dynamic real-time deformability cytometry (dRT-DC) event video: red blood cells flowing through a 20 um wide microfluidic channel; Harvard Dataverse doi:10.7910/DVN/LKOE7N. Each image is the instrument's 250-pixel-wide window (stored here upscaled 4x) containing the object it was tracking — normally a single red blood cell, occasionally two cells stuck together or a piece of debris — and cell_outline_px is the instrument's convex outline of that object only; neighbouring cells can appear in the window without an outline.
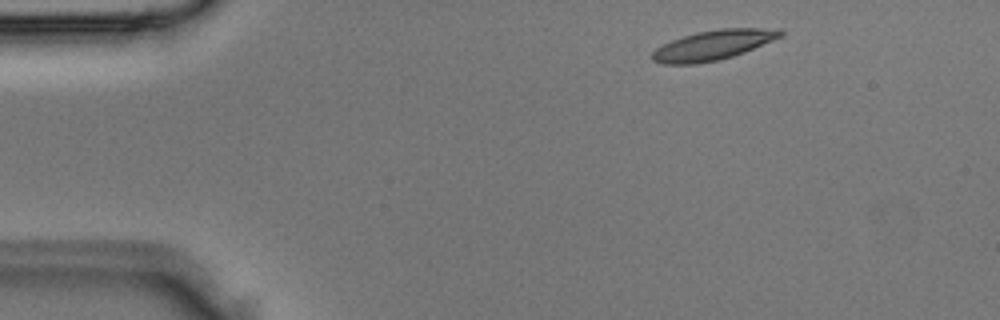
{"species": "Egyptian fruit bat (a non-hibernating species)", "species_latin": "Rousettus aegyptiacus", "temperature_condition": "room temperature", "stored_images_in_passage": 3, "camera_frame_rate_fps": 3000, "um_per_image_px": 0.085, "animal": {"sex": "male"}, "frame": {"image": 1, "passage_image": 1, "time_ms": 0.0, "image_size_px": [1000, 320], "cell_outline_px": [[784, 36], [744, 52], [720, 60], [696, 64], [664, 64], [652, 60], [652, 52], [656, 48], [672, 40], [696, 32], [720, 28], [780, 28], [784, 32]], "centroid_in_image_um": [60.66, 3.82], "position_along_channel_um": 24.3, "area_um2": 22.37}}